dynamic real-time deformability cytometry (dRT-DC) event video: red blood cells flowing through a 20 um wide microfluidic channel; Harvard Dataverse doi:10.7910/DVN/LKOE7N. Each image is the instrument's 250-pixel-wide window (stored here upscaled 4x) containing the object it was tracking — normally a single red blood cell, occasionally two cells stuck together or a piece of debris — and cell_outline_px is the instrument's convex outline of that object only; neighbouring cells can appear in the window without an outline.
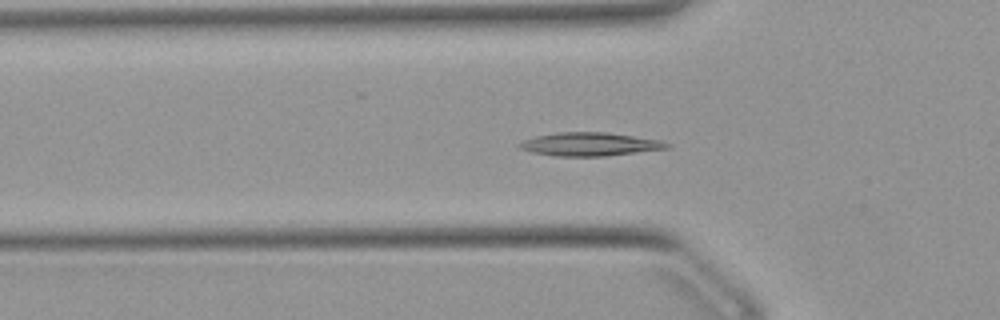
{"species": "Egyptian fruit bat (a non-hibernating species)", "species_latin": "Rousettus aegyptiacus", "temperature_condition": "warm", "stored_images_in_passage": 50, "camera_frame_rate_fps": 3000, "um_per_image_px": 0.085, "animal": {"sex": "female"}, "frame": {"image": 1, "passage_image": 15, "time_ms": 4.667, "image_size_px": [1000, 320], "cell_outline_px": [[672, 148], [604, 156], [552, 156], [532, 152], [520, 148], [516, 144], [524, 140], [536, 136], [556, 132], [604, 132], [660, 140], [672, 144]], "centroid_in_image_um": [50.14, 12.26], "position_along_channel_um": 75.7, "area_um2": 20.11}}
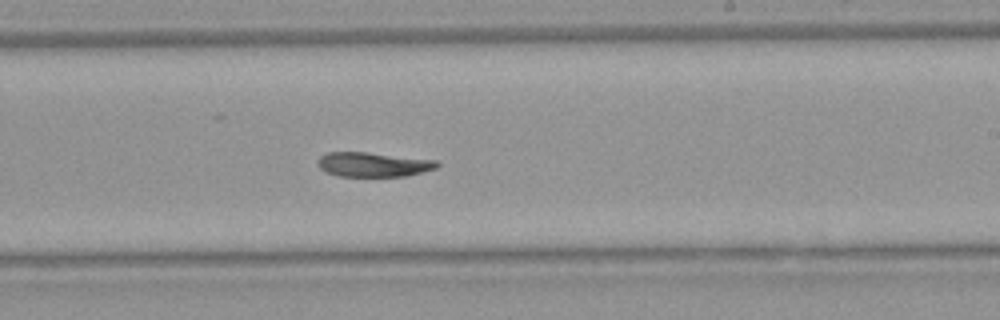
{"frame": {"image": 2, "passage_image": 29, "time_ms": 9.333, "image_size_px": [1000, 320], "cell_outline_px": [[440, 164], [436, 168], [424, 172], [404, 176], [340, 176], [324, 172], [320, 168], [320, 156], [328, 152], [364, 152], [436, 160]], "centroid_in_image_um": [31.75, 13.99], "position_along_channel_um": 257.3, "area_um2": 16.82}}
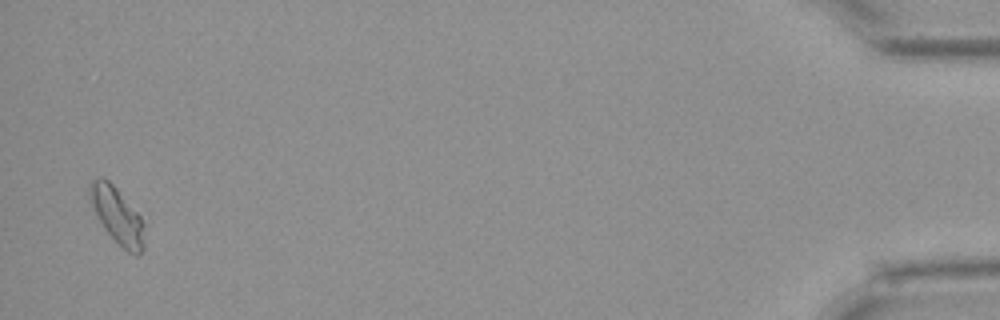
{"frame": {"image": 3, "passage_image": 49, "time_ms": 16.0, "image_size_px": [1000, 320], "cell_outline_px": [[144, 248], [140, 256], [136, 256], [128, 252], [104, 228], [88, 196], [88, 184], [96, 176], [104, 176], [116, 188], [140, 216], [144, 224]], "centroid_in_image_um": [9.96, 18.29], "position_along_channel_um": 425.2, "area_um2": 17.74}, "authors_computed_cell_mechanics": {"area_um2": 17.8891, "velocity_mm_per_s": 3.9031, "shape_relaxation_time_tau1_ms": 10.085, "shape_relaxation_time_tau2_ms": null, "deformation_change_tau1": 0.1979, "deformation_change_tau2": null}}